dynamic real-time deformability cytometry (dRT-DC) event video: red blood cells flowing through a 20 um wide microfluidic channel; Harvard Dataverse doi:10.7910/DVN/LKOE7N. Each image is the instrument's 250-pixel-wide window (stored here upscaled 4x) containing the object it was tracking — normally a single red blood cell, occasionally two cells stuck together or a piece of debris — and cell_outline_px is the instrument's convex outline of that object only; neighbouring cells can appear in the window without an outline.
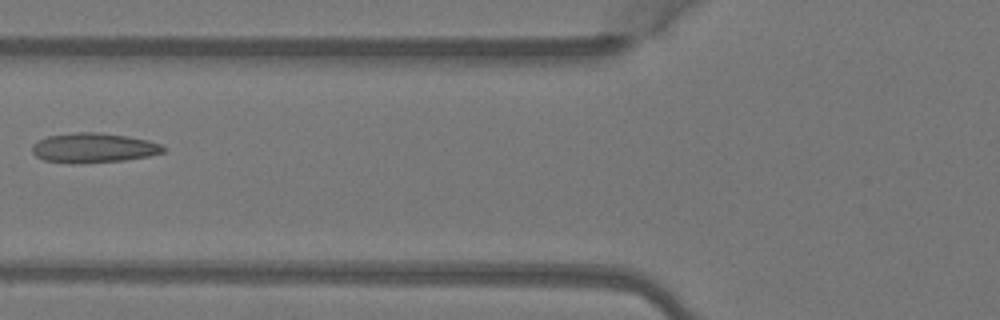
{"species": "Egyptian fruit bat (a non-hibernating species)", "species_latin": "Rousettus aegyptiacus", "temperature_condition": "warm", "stored_images_in_passage": 7, "camera_frame_rate_fps": 3000, "um_per_image_px": 0.085, "animal": {"sex": "female"}, "frame": {"image": 1, "passage_image": 6, "time_ms": 1.667, "image_size_px": [1000, 320], "cell_outline_px": [[168, 148], [164, 152], [148, 156], [124, 160], [72, 164], [44, 160], [36, 156], [32, 152], [32, 144], [48, 136], [76, 132], [100, 132], [128, 136], [148, 140], [160, 144]], "centroid_in_image_um": [7.96, 12.57], "position_along_channel_um": 117.8, "area_um2": 22.77}}
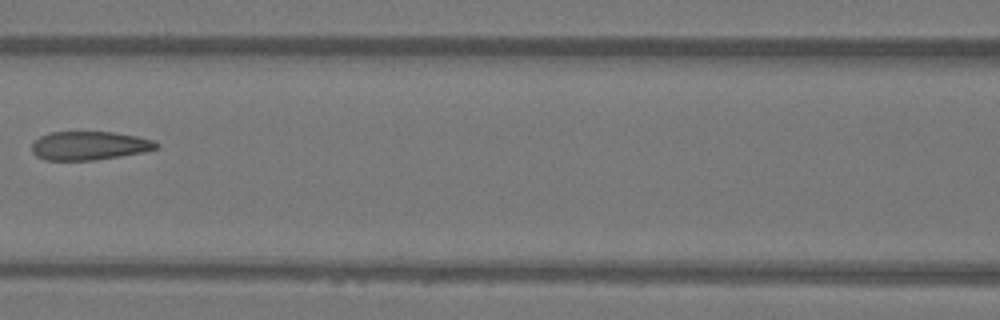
{"frame": {"image": 2, "passage_image": 7, "time_ms": 2.0, "image_size_px": [1000, 320], "cell_outline_px": [[160, 144], [156, 148], [144, 152], [96, 160], [44, 160], [36, 156], [32, 152], [32, 144], [40, 136], [52, 132], [112, 132], [136, 136], [152, 140]], "centroid_in_image_um": [7.58, 12.39], "position_along_channel_um": 159.0, "area_um2": 20.69}}